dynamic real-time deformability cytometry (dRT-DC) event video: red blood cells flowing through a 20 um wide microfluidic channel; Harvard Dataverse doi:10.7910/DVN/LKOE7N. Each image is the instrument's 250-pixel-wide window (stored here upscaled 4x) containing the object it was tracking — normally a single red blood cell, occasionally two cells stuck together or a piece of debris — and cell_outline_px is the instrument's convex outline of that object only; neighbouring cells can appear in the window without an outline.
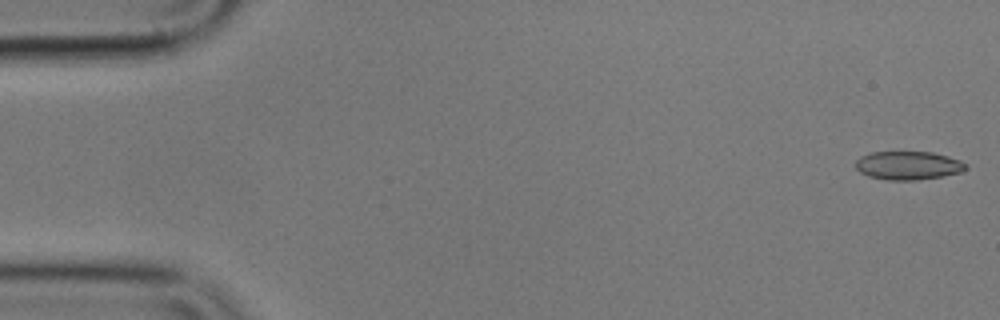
{"species": "common noctule bat (a hibernating species)", "species_latin": "Nyctalus noctula", "temperature_condition": "cold", "stored_images_in_passage": 10, "camera_frame_rate_fps": 3000, "um_per_image_px": 0.085, "animal": {"sex": "male", "body_mass_g": 17.9}, "frame": {"image": 1, "passage_image": 1, "time_ms": 0.0, "image_size_px": [1000, 320], "cell_outline_px": [[968, 168], [960, 172], [940, 176], [916, 180], [888, 180], [868, 176], [860, 172], [856, 168], [856, 160], [860, 156], [872, 152], [932, 152], [948, 156], [960, 160], [968, 164]], "centroid_in_image_um": [77.2, 14.06], "position_along_channel_um": 7.8, "area_um2": 18.26}}